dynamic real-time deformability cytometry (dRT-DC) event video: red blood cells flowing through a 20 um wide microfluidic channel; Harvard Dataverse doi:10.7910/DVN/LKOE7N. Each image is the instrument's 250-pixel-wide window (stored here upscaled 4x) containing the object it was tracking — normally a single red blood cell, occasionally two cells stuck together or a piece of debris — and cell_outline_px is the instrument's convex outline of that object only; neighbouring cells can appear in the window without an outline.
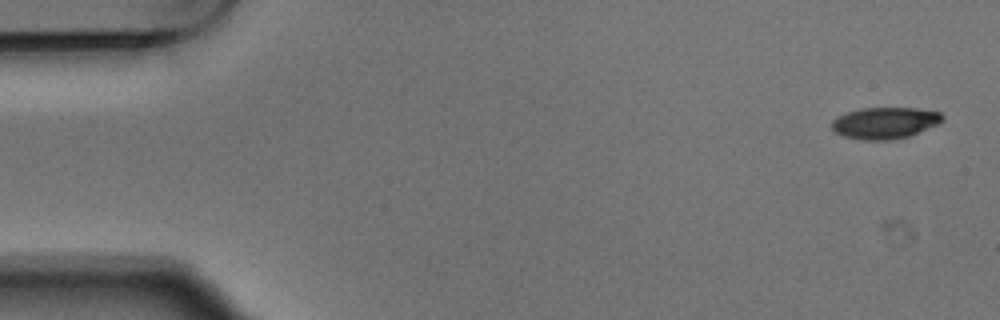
{"species": "Egyptian fruit bat (a non-hibernating species)", "species_latin": "Rousettus aegyptiacus", "temperature_condition": "warm", "stored_images_in_passage": 5, "camera_frame_rate_fps": 3000, "um_per_image_px": 0.085, "animal": {"sex": "male"}, "frame": {"image": 1, "passage_image": 1, "time_ms": 0.0, "image_size_px": [1000, 320], "cell_outline_px": [[944, 120], [940, 124], [908, 136], [888, 140], [860, 140], [844, 136], [836, 132], [832, 128], [832, 120], [836, 116], [860, 108], [916, 108], [940, 112], [944, 116]], "centroid_in_image_um": [75.23, 10.44], "position_along_channel_um": 9.8, "area_um2": 20.4}}
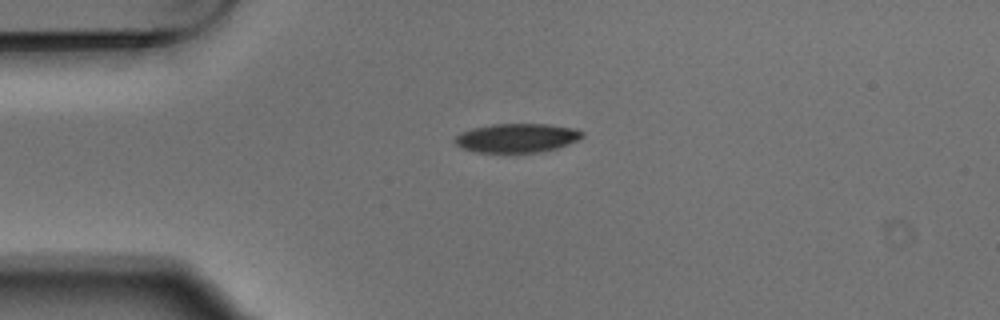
{"frame": {"image": 2, "passage_image": 4, "time_ms": 1.0, "image_size_px": [1000, 320], "cell_outline_px": [[584, 136], [580, 140], [556, 148], [540, 152], [476, 152], [460, 148], [452, 140], [460, 132], [472, 128], [492, 124], [548, 124], [572, 128], [584, 132]], "centroid_in_image_um": [43.91, 11.72], "position_along_channel_um": 41.1, "area_um2": 21.62}}